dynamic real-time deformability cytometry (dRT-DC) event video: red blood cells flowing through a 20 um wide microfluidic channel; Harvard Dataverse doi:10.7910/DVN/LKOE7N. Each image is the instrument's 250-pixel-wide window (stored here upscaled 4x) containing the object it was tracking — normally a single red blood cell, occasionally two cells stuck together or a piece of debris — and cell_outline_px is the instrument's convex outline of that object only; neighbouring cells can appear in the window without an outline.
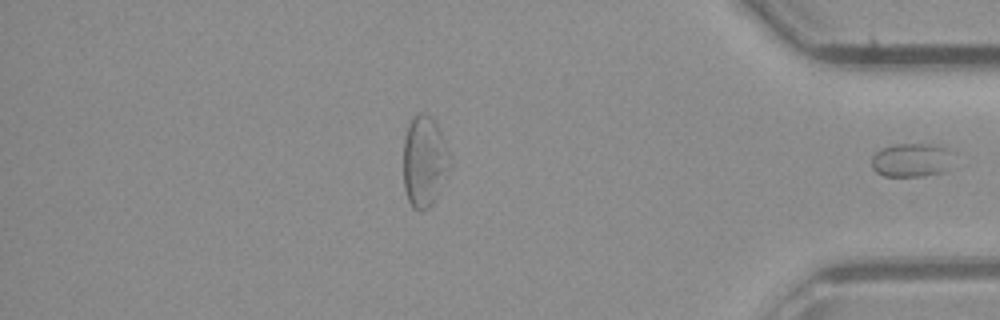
{"species": "common noctule bat (a hibernating species)", "species_latin": "Nyctalus noctula", "temperature_condition": "room temperature", "stored_images_in_passage": 30, "segment_of_instrument_passage": [2, 2], "camera_frame_rate_fps": 3000, "um_per_image_px": 0.085, "animal": {"sex": "male", "body_mass_g": 23.1, "forearm_length_mm": 52.7}, "frame": {"image": 1, "passage_image": 30, "time_ms": 9.667, "image_size_px": [1000, 320], "cell_outline_px": [[948, 168], [940, 172], [920, 176], [884, 176], [876, 172], [872, 168], [872, 156], [876, 152], [884, 148], [896, 144], [932, 144], [944, 148], [948, 152]], "centroid_in_image_um": [77.37, 13.61], "position_along_channel_um": 357.8, "area_um2": 15.49}}